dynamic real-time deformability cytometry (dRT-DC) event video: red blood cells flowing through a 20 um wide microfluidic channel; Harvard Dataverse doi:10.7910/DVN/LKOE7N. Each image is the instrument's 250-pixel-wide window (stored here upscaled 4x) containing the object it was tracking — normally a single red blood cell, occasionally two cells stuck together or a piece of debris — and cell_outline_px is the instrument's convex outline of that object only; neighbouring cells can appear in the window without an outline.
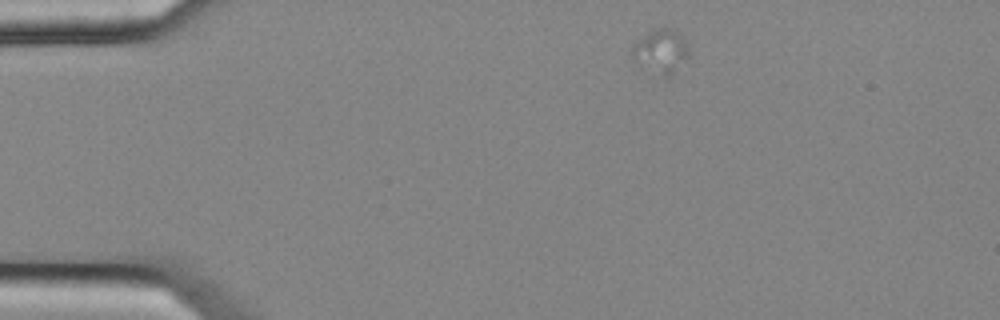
{"species": "common noctule bat (a hibernating species)", "species_latin": "Nyctalus noctula", "temperature_condition": "cold", "stored_images_in_passage": 22, "camera_frame_rate_fps": 3000, "um_per_image_px": 0.085, "animal": {"sex": "female", "body_mass_g": 25.1}, "frame": {"image": 1, "passage_image": 1, "time_ms": 0.0, "image_size_px": [1000, 320], "cell_outline_px": [[688, 56], [672, 76], [664, 76], [632, 60], [628, 52], [632, 44], [636, 40], [648, 32], [656, 28], [672, 28], [688, 44]], "centroid_in_image_um": [56.12, 4.34], "position_along_channel_um": 28.9, "area_um2": 14.51}}